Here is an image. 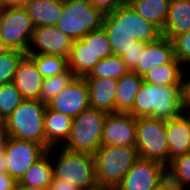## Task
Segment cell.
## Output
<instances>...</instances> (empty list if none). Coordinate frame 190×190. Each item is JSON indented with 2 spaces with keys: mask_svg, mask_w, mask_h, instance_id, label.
I'll use <instances>...</instances> for the list:
<instances>
[{
  "mask_svg": "<svg viewBox=\"0 0 190 190\" xmlns=\"http://www.w3.org/2000/svg\"><path fill=\"white\" fill-rule=\"evenodd\" d=\"M112 55L121 57L137 42L150 43L162 36V30L139 15L132 6H120L103 17Z\"/></svg>",
  "mask_w": 190,
  "mask_h": 190,
  "instance_id": "obj_1",
  "label": "cell"
},
{
  "mask_svg": "<svg viewBox=\"0 0 190 190\" xmlns=\"http://www.w3.org/2000/svg\"><path fill=\"white\" fill-rule=\"evenodd\" d=\"M183 86L155 85L142 82L128 112L133 117L171 119L184 112Z\"/></svg>",
  "mask_w": 190,
  "mask_h": 190,
  "instance_id": "obj_2",
  "label": "cell"
},
{
  "mask_svg": "<svg viewBox=\"0 0 190 190\" xmlns=\"http://www.w3.org/2000/svg\"><path fill=\"white\" fill-rule=\"evenodd\" d=\"M93 155L98 187L114 189L139 158L136 146L128 145H101Z\"/></svg>",
  "mask_w": 190,
  "mask_h": 190,
  "instance_id": "obj_3",
  "label": "cell"
},
{
  "mask_svg": "<svg viewBox=\"0 0 190 190\" xmlns=\"http://www.w3.org/2000/svg\"><path fill=\"white\" fill-rule=\"evenodd\" d=\"M47 104L40 100L24 99L5 121L4 129L8 137L29 140L46 148L44 132V112Z\"/></svg>",
  "mask_w": 190,
  "mask_h": 190,
  "instance_id": "obj_4",
  "label": "cell"
},
{
  "mask_svg": "<svg viewBox=\"0 0 190 190\" xmlns=\"http://www.w3.org/2000/svg\"><path fill=\"white\" fill-rule=\"evenodd\" d=\"M104 16L89 0H64L55 26L72 41L80 40L87 33L100 30Z\"/></svg>",
  "mask_w": 190,
  "mask_h": 190,
  "instance_id": "obj_5",
  "label": "cell"
},
{
  "mask_svg": "<svg viewBox=\"0 0 190 190\" xmlns=\"http://www.w3.org/2000/svg\"><path fill=\"white\" fill-rule=\"evenodd\" d=\"M107 114L91 107L82 111L73 118L68 140L61 147L69 151L94 154L101 146Z\"/></svg>",
  "mask_w": 190,
  "mask_h": 190,
  "instance_id": "obj_6",
  "label": "cell"
},
{
  "mask_svg": "<svg viewBox=\"0 0 190 190\" xmlns=\"http://www.w3.org/2000/svg\"><path fill=\"white\" fill-rule=\"evenodd\" d=\"M58 159L53 164V178L68 181L80 190H93L98 187L94 155L85 152L69 151L61 147Z\"/></svg>",
  "mask_w": 190,
  "mask_h": 190,
  "instance_id": "obj_7",
  "label": "cell"
},
{
  "mask_svg": "<svg viewBox=\"0 0 190 190\" xmlns=\"http://www.w3.org/2000/svg\"><path fill=\"white\" fill-rule=\"evenodd\" d=\"M166 119L136 118V148L140 158L169 165V149L166 139Z\"/></svg>",
  "mask_w": 190,
  "mask_h": 190,
  "instance_id": "obj_8",
  "label": "cell"
},
{
  "mask_svg": "<svg viewBox=\"0 0 190 190\" xmlns=\"http://www.w3.org/2000/svg\"><path fill=\"white\" fill-rule=\"evenodd\" d=\"M34 28L24 6L3 8L0 18V35L9 49L26 53Z\"/></svg>",
  "mask_w": 190,
  "mask_h": 190,
  "instance_id": "obj_9",
  "label": "cell"
},
{
  "mask_svg": "<svg viewBox=\"0 0 190 190\" xmlns=\"http://www.w3.org/2000/svg\"><path fill=\"white\" fill-rule=\"evenodd\" d=\"M46 152L39 143L8 137L4 152L6 172L19 182L27 169Z\"/></svg>",
  "mask_w": 190,
  "mask_h": 190,
  "instance_id": "obj_10",
  "label": "cell"
},
{
  "mask_svg": "<svg viewBox=\"0 0 190 190\" xmlns=\"http://www.w3.org/2000/svg\"><path fill=\"white\" fill-rule=\"evenodd\" d=\"M166 177L164 164L139 157L114 190H153Z\"/></svg>",
  "mask_w": 190,
  "mask_h": 190,
  "instance_id": "obj_11",
  "label": "cell"
},
{
  "mask_svg": "<svg viewBox=\"0 0 190 190\" xmlns=\"http://www.w3.org/2000/svg\"><path fill=\"white\" fill-rule=\"evenodd\" d=\"M72 43L73 41L55 25L35 27L26 54L58 55L68 58Z\"/></svg>",
  "mask_w": 190,
  "mask_h": 190,
  "instance_id": "obj_12",
  "label": "cell"
},
{
  "mask_svg": "<svg viewBox=\"0 0 190 190\" xmlns=\"http://www.w3.org/2000/svg\"><path fill=\"white\" fill-rule=\"evenodd\" d=\"M51 110L75 118L89 108V89L84 77H75L57 96L47 103Z\"/></svg>",
  "mask_w": 190,
  "mask_h": 190,
  "instance_id": "obj_13",
  "label": "cell"
},
{
  "mask_svg": "<svg viewBox=\"0 0 190 190\" xmlns=\"http://www.w3.org/2000/svg\"><path fill=\"white\" fill-rule=\"evenodd\" d=\"M101 145L136 146V118L122 112L107 114Z\"/></svg>",
  "mask_w": 190,
  "mask_h": 190,
  "instance_id": "obj_14",
  "label": "cell"
},
{
  "mask_svg": "<svg viewBox=\"0 0 190 190\" xmlns=\"http://www.w3.org/2000/svg\"><path fill=\"white\" fill-rule=\"evenodd\" d=\"M165 132L170 164L176 157L190 152V112L184 111L178 117L167 119Z\"/></svg>",
  "mask_w": 190,
  "mask_h": 190,
  "instance_id": "obj_15",
  "label": "cell"
},
{
  "mask_svg": "<svg viewBox=\"0 0 190 190\" xmlns=\"http://www.w3.org/2000/svg\"><path fill=\"white\" fill-rule=\"evenodd\" d=\"M43 77L29 55L20 61L13 83L21 93L23 99L40 100Z\"/></svg>",
  "mask_w": 190,
  "mask_h": 190,
  "instance_id": "obj_16",
  "label": "cell"
},
{
  "mask_svg": "<svg viewBox=\"0 0 190 190\" xmlns=\"http://www.w3.org/2000/svg\"><path fill=\"white\" fill-rule=\"evenodd\" d=\"M174 58V46L172 40L161 36L156 41L145 43V51L140 57L137 66L132 71L137 75L142 76L153 67L170 63Z\"/></svg>",
  "mask_w": 190,
  "mask_h": 190,
  "instance_id": "obj_17",
  "label": "cell"
},
{
  "mask_svg": "<svg viewBox=\"0 0 190 190\" xmlns=\"http://www.w3.org/2000/svg\"><path fill=\"white\" fill-rule=\"evenodd\" d=\"M89 106L108 114L115 113V93L118 80L113 78L86 79Z\"/></svg>",
  "mask_w": 190,
  "mask_h": 190,
  "instance_id": "obj_18",
  "label": "cell"
},
{
  "mask_svg": "<svg viewBox=\"0 0 190 190\" xmlns=\"http://www.w3.org/2000/svg\"><path fill=\"white\" fill-rule=\"evenodd\" d=\"M72 121L73 118L46 107L43 125L47 150L50 148L55 149V146L59 145L60 142L65 144L70 135Z\"/></svg>",
  "mask_w": 190,
  "mask_h": 190,
  "instance_id": "obj_19",
  "label": "cell"
},
{
  "mask_svg": "<svg viewBox=\"0 0 190 190\" xmlns=\"http://www.w3.org/2000/svg\"><path fill=\"white\" fill-rule=\"evenodd\" d=\"M190 30V0H171L162 36L173 40Z\"/></svg>",
  "mask_w": 190,
  "mask_h": 190,
  "instance_id": "obj_20",
  "label": "cell"
},
{
  "mask_svg": "<svg viewBox=\"0 0 190 190\" xmlns=\"http://www.w3.org/2000/svg\"><path fill=\"white\" fill-rule=\"evenodd\" d=\"M64 0H29L24 7L35 27L55 25Z\"/></svg>",
  "mask_w": 190,
  "mask_h": 190,
  "instance_id": "obj_21",
  "label": "cell"
},
{
  "mask_svg": "<svg viewBox=\"0 0 190 190\" xmlns=\"http://www.w3.org/2000/svg\"><path fill=\"white\" fill-rule=\"evenodd\" d=\"M183 68L182 64L174 58L170 63L153 67L147 71L142 75V81L155 85L183 86L184 75H187V72Z\"/></svg>",
  "mask_w": 190,
  "mask_h": 190,
  "instance_id": "obj_22",
  "label": "cell"
},
{
  "mask_svg": "<svg viewBox=\"0 0 190 190\" xmlns=\"http://www.w3.org/2000/svg\"><path fill=\"white\" fill-rule=\"evenodd\" d=\"M142 82V76L133 71H129L118 79L115 93V113H128L132 109L134 99Z\"/></svg>",
  "mask_w": 190,
  "mask_h": 190,
  "instance_id": "obj_23",
  "label": "cell"
},
{
  "mask_svg": "<svg viewBox=\"0 0 190 190\" xmlns=\"http://www.w3.org/2000/svg\"><path fill=\"white\" fill-rule=\"evenodd\" d=\"M100 60L81 40L73 41L68 57V68L76 77L87 76Z\"/></svg>",
  "mask_w": 190,
  "mask_h": 190,
  "instance_id": "obj_24",
  "label": "cell"
},
{
  "mask_svg": "<svg viewBox=\"0 0 190 190\" xmlns=\"http://www.w3.org/2000/svg\"><path fill=\"white\" fill-rule=\"evenodd\" d=\"M54 148H50L36 162H34L19 180V184L48 188L53 179V164L50 162Z\"/></svg>",
  "mask_w": 190,
  "mask_h": 190,
  "instance_id": "obj_25",
  "label": "cell"
},
{
  "mask_svg": "<svg viewBox=\"0 0 190 190\" xmlns=\"http://www.w3.org/2000/svg\"><path fill=\"white\" fill-rule=\"evenodd\" d=\"M171 0H139L132 7L144 19L163 30Z\"/></svg>",
  "mask_w": 190,
  "mask_h": 190,
  "instance_id": "obj_26",
  "label": "cell"
},
{
  "mask_svg": "<svg viewBox=\"0 0 190 190\" xmlns=\"http://www.w3.org/2000/svg\"><path fill=\"white\" fill-rule=\"evenodd\" d=\"M129 69L123 62L122 58L117 55H110L101 59L85 76V79H99V78H113L120 79L123 75L127 74Z\"/></svg>",
  "mask_w": 190,
  "mask_h": 190,
  "instance_id": "obj_27",
  "label": "cell"
},
{
  "mask_svg": "<svg viewBox=\"0 0 190 190\" xmlns=\"http://www.w3.org/2000/svg\"><path fill=\"white\" fill-rule=\"evenodd\" d=\"M167 177L179 190H190V152L170 162L167 166Z\"/></svg>",
  "mask_w": 190,
  "mask_h": 190,
  "instance_id": "obj_28",
  "label": "cell"
},
{
  "mask_svg": "<svg viewBox=\"0 0 190 190\" xmlns=\"http://www.w3.org/2000/svg\"><path fill=\"white\" fill-rule=\"evenodd\" d=\"M35 62L38 71L43 78L56 76L66 72L68 68V58L58 55H29Z\"/></svg>",
  "mask_w": 190,
  "mask_h": 190,
  "instance_id": "obj_29",
  "label": "cell"
},
{
  "mask_svg": "<svg viewBox=\"0 0 190 190\" xmlns=\"http://www.w3.org/2000/svg\"><path fill=\"white\" fill-rule=\"evenodd\" d=\"M75 77L74 73L68 69L62 74L43 78L40 101L45 104L50 102L55 96L62 92Z\"/></svg>",
  "mask_w": 190,
  "mask_h": 190,
  "instance_id": "obj_30",
  "label": "cell"
},
{
  "mask_svg": "<svg viewBox=\"0 0 190 190\" xmlns=\"http://www.w3.org/2000/svg\"><path fill=\"white\" fill-rule=\"evenodd\" d=\"M24 99L13 82L0 85V114L6 121Z\"/></svg>",
  "mask_w": 190,
  "mask_h": 190,
  "instance_id": "obj_31",
  "label": "cell"
},
{
  "mask_svg": "<svg viewBox=\"0 0 190 190\" xmlns=\"http://www.w3.org/2000/svg\"><path fill=\"white\" fill-rule=\"evenodd\" d=\"M25 55V52L15 49L0 54V85L13 82L18 65Z\"/></svg>",
  "mask_w": 190,
  "mask_h": 190,
  "instance_id": "obj_32",
  "label": "cell"
},
{
  "mask_svg": "<svg viewBox=\"0 0 190 190\" xmlns=\"http://www.w3.org/2000/svg\"><path fill=\"white\" fill-rule=\"evenodd\" d=\"M89 47L100 59L112 55V50L107 33L101 28L100 30L91 31L80 39Z\"/></svg>",
  "mask_w": 190,
  "mask_h": 190,
  "instance_id": "obj_33",
  "label": "cell"
},
{
  "mask_svg": "<svg viewBox=\"0 0 190 190\" xmlns=\"http://www.w3.org/2000/svg\"><path fill=\"white\" fill-rule=\"evenodd\" d=\"M174 56L184 66L190 65V30L184 34L176 36L173 40Z\"/></svg>",
  "mask_w": 190,
  "mask_h": 190,
  "instance_id": "obj_34",
  "label": "cell"
},
{
  "mask_svg": "<svg viewBox=\"0 0 190 190\" xmlns=\"http://www.w3.org/2000/svg\"><path fill=\"white\" fill-rule=\"evenodd\" d=\"M145 51V43L137 42L130 48L126 53H124L121 58L126 64L129 71H132L138 64L140 57Z\"/></svg>",
  "mask_w": 190,
  "mask_h": 190,
  "instance_id": "obj_35",
  "label": "cell"
},
{
  "mask_svg": "<svg viewBox=\"0 0 190 190\" xmlns=\"http://www.w3.org/2000/svg\"><path fill=\"white\" fill-rule=\"evenodd\" d=\"M89 2L104 14L113 12L117 7L121 6V0H89Z\"/></svg>",
  "mask_w": 190,
  "mask_h": 190,
  "instance_id": "obj_36",
  "label": "cell"
},
{
  "mask_svg": "<svg viewBox=\"0 0 190 190\" xmlns=\"http://www.w3.org/2000/svg\"><path fill=\"white\" fill-rule=\"evenodd\" d=\"M8 136L4 127L0 128V172H6V160L4 156Z\"/></svg>",
  "mask_w": 190,
  "mask_h": 190,
  "instance_id": "obj_37",
  "label": "cell"
},
{
  "mask_svg": "<svg viewBox=\"0 0 190 190\" xmlns=\"http://www.w3.org/2000/svg\"><path fill=\"white\" fill-rule=\"evenodd\" d=\"M17 181L7 172H0V190H14Z\"/></svg>",
  "mask_w": 190,
  "mask_h": 190,
  "instance_id": "obj_38",
  "label": "cell"
},
{
  "mask_svg": "<svg viewBox=\"0 0 190 190\" xmlns=\"http://www.w3.org/2000/svg\"><path fill=\"white\" fill-rule=\"evenodd\" d=\"M49 190H80L76 186H74L72 183H68V181H63L60 179H52V182L50 183Z\"/></svg>",
  "mask_w": 190,
  "mask_h": 190,
  "instance_id": "obj_39",
  "label": "cell"
},
{
  "mask_svg": "<svg viewBox=\"0 0 190 190\" xmlns=\"http://www.w3.org/2000/svg\"><path fill=\"white\" fill-rule=\"evenodd\" d=\"M184 76L183 81V105L184 110L190 112V76L187 78Z\"/></svg>",
  "mask_w": 190,
  "mask_h": 190,
  "instance_id": "obj_40",
  "label": "cell"
},
{
  "mask_svg": "<svg viewBox=\"0 0 190 190\" xmlns=\"http://www.w3.org/2000/svg\"><path fill=\"white\" fill-rule=\"evenodd\" d=\"M153 190H179V189L168 177H166Z\"/></svg>",
  "mask_w": 190,
  "mask_h": 190,
  "instance_id": "obj_41",
  "label": "cell"
},
{
  "mask_svg": "<svg viewBox=\"0 0 190 190\" xmlns=\"http://www.w3.org/2000/svg\"><path fill=\"white\" fill-rule=\"evenodd\" d=\"M14 190H49V189L48 188H41V187H37V186L21 185L17 182Z\"/></svg>",
  "mask_w": 190,
  "mask_h": 190,
  "instance_id": "obj_42",
  "label": "cell"
},
{
  "mask_svg": "<svg viewBox=\"0 0 190 190\" xmlns=\"http://www.w3.org/2000/svg\"><path fill=\"white\" fill-rule=\"evenodd\" d=\"M0 5L3 8L19 6V0H0Z\"/></svg>",
  "mask_w": 190,
  "mask_h": 190,
  "instance_id": "obj_43",
  "label": "cell"
},
{
  "mask_svg": "<svg viewBox=\"0 0 190 190\" xmlns=\"http://www.w3.org/2000/svg\"><path fill=\"white\" fill-rule=\"evenodd\" d=\"M10 50L8 46L5 44L4 39L0 35V54H3Z\"/></svg>",
  "mask_w": 190,
  "mask_h": 190,
  "instance_id": "obj_44",
  "label": "cell"
},
{
  "mask_svg": "<svg viewBox=\"0 0 190 190\" xmlns=\"http://www.w3.org/2000/svg\"><path fill=\"white\" fill-rule=\"evenodd\" d=\"M137 1L139 0H121V6H132Z\"/></svg>",
  "mask_w": 190,
  "mask_h": 190,
  "instance_id": "obj_45",
  "label": "cell"
},
{
  "mask_svg": "<svg viewBox=\"0 0 190 190\" xmlns=\"http://www.w3.org/2000/svg\"><path fill=\"white\" fill-rule=\"evenodd\" d=\"M93 190H114V188H110V187H97L96 189Z\"/></svg>",
  "mask_w": 190,
  "mask_h": 190,
  "instance_id": "obj_46",
  "label": "cell"
},
{
  "mask_svg": "<svg viewBox=\"0 0 190 190\" xmlns=\"http://www.w3.org/2000/svg\"><path fill=\"white\" fill-rule=\"evenodd\" d=\"M5 125V120L1 117V114H0V128L4 127Z\"/></svg>",
  "mask_w": 190,
  "mask_h": 190,
  "instance_id": "obj_47",
  "label": "cell"
},
{
  "mask_svg": "<svg viewBox=\"0 0 190 190\" xmlns=\"http://www.w3.org/2000/svg\"><path fill=\"white\" fill-rule=\"evenodd\" d=\"M29 0H19V6H24Z\"/></svg>",
  "mask_w": 190,
  "mask_h": 190,
  "instance_id": "obj_48",
  "label": "cell"
},
{
  "mask_svg": "<svg viewBox=\"0 0 190 190\" xmlns=\"http://www.w3.org/2000/svg\"><path fill=\"white\" fill-rule=\"evenodd\" d=\"M2 11H3V7L0 5V18H1V15H2Z\"/></svg>",
  "mask_w": 190,
  "mask_h": 190,
  "instance_id": "obj_49",
  "label": "cell"
}]
</instances>
